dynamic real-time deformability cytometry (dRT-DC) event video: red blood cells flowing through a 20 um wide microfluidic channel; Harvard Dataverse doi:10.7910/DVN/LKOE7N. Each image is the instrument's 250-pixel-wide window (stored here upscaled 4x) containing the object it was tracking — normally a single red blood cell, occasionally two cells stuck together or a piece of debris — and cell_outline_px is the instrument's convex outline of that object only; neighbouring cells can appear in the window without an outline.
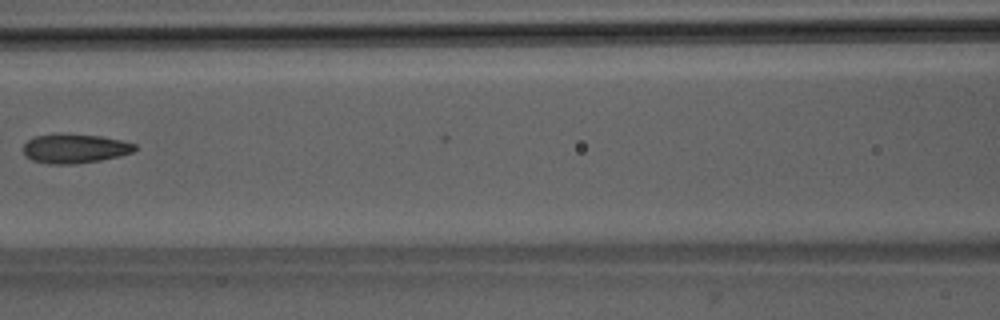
{"species": "Egyptian fruit bat (a non-hibernating species)", "species_latin": "Rousettus aegyptiacus", "temperature_condition": "room temperature", "stored_images_in_passage": 3, "camera_frame_rate_fps": 3000, "um_per_image_px": 0.085, "animal": {"sex": "male"}, "frame": {"image": 1, "passage_image": 3, "time_ms": 2.333, "image_size_px": [1000, 320], "cell_outline_px": [[136, 148], [132, 152], [120, 156], [100, 160], [72, 164], [48, 164], [32, 160], [24, 156], [24, 144], [28, 140], [36, 136], [56, 132], [60, 132], [100, 136], [120, 140], [136, 144]], "centroid_in_image_um": [6.32, 12.61], "position_along_channel_um": 160.3, "area_um2": 19.25}}